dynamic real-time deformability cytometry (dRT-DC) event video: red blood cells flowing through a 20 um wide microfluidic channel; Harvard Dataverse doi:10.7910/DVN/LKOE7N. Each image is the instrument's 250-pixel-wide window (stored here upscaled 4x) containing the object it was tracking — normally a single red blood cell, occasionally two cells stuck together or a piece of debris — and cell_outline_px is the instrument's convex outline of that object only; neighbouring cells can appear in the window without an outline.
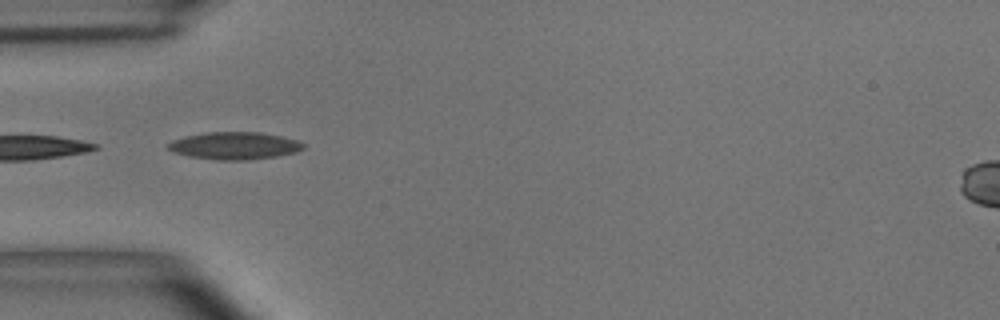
{"species": "common noctule bat (a hibernating species)", "species_latin": "Nyctalus noctula", "temperature_condition": "room temperature", "stored_images_in_passage": 7, "camera_frame_rate_fps": 3000, "um_per_image_px": 0.085, "animal": {"sex": "male", "body_mass_g": 15.6}, "frame": {"image": 1, "passage_image": 5, "time_ms": 1.333, "image_size_px": [1000, 320], "cell_outline_px": [[304, 148], [296, 152], [276, 156], [248, 160], [216, 160], [188, 156], [164, 148], [164, 144], [172, 140], [184, 136], [208, 132], [260, 132], [280, 136], [296, 140], [304, 144]], "centroid_in_image_um": [19.87, 12.38], "position_along_channel_um": 65.1, "area_um2": 21.68}}